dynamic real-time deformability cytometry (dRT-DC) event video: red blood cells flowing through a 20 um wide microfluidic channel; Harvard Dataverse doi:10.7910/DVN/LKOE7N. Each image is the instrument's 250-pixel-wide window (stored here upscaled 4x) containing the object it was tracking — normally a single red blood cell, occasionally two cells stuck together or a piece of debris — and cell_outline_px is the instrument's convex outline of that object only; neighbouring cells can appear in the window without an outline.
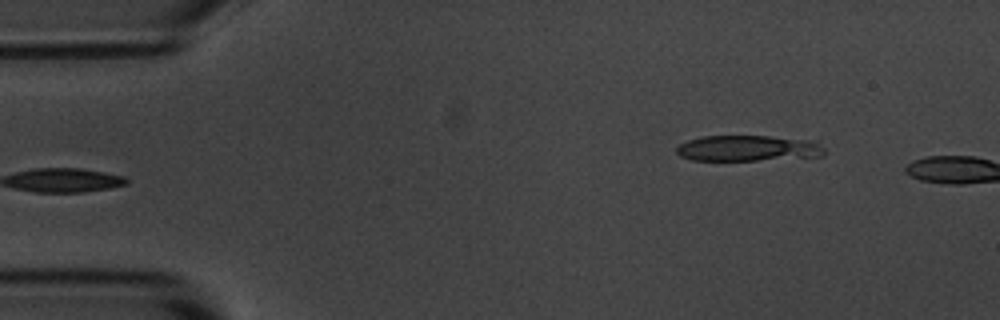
{"species": "common noctule bat (a hibernating species)", "species_latin": "Nyctalus noctula", "temperature_condition": "room temperature", "stored_images_in_passage": 4, "camera_frame_rate_fps": 3000, "um_per_image_px": 0.085, "animal": {"sex": "male", "body_mass_g": 20.1, "forearm_length_mm": 53.5}, "frame": {"image": 1, "passage_image": 4, "time_ms": 4.333, "image_size_px": [1000, 320], "cell_outline_px": [[828, 152], [824, 156], [756, 160], [692, 160], [680, 156], [676, 152], [676, 148], [680, 144], [688, 140], [700, 136], [820, 136]], "centroid_in_image_um": [63.87, 12.56], "position_along_channel_um": 21.1, "area_um2": 23.58}}